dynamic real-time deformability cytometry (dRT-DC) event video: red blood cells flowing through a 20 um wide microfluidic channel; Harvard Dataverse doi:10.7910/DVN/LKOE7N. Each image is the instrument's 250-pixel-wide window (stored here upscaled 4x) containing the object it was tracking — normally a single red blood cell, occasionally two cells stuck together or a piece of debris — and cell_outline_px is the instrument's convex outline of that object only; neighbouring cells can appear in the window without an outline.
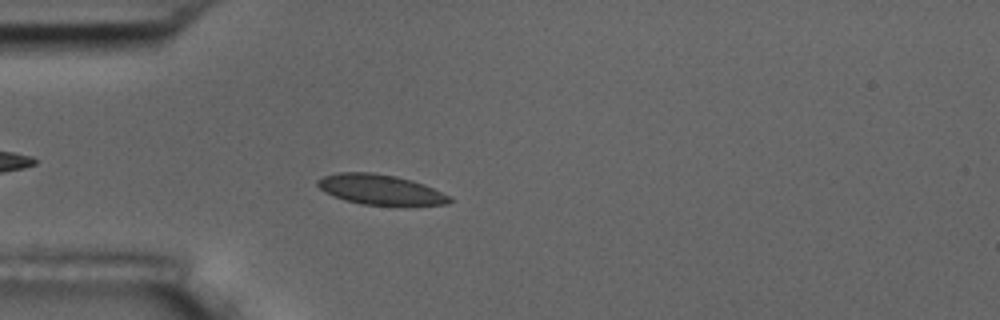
{"species": "common noctule bat (a hibernating species)", "species_latin": "Nyctalus noctula", "temperature_condition": "room temperature", "stored_images_in_passage": 55, "camera_frame_rate_fps": 3000, "um_per_image_px": 0.085, "animal": {"sex": "male", "body_mass_g": 17.5, "forearm_length_mm": 52.3}, "frame": {"image": 1, "passage_image": 15, "time_ms": 4.667, "image_size_px": [1000, 320], "cell_outline_px": [[452, 200], [448, 204], [360, 204], [344, 200], [320, 188], [316, 184], [316, 180], [324, 176], [336, 172], [372, 172], [396, 176], [412, 180], [424, 184], [452, 196]], "centroid_in_image_um": [32.33, 16.09], "position_along_channel_um": 52.7, "area_um2": 22.83}}
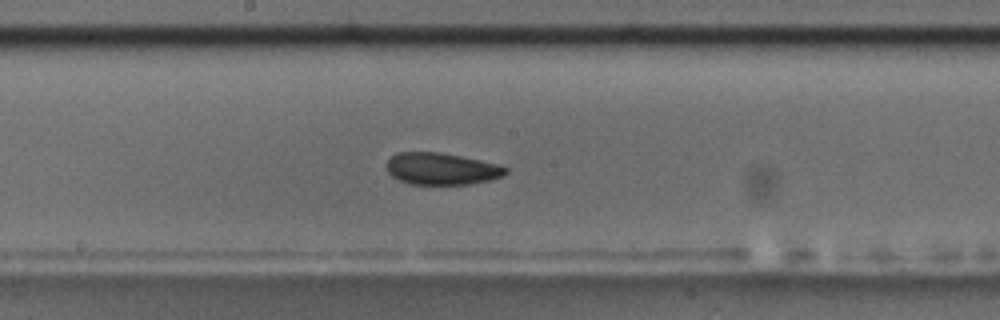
{"frame": {"image": 2, "passage_image": 29, "time_ms": 9.333, "image_size_px": [1000, 320], "cell_outline_px": [[508, 172], [504, 176], [492, 180], [468, 184], [408, 184], [392, 176], [388, 172], [388, 160], [396, 152], [440, 152], [500, 164], [508, 168]], "centroid_in_image_um": [37.58, 14.35], "position_along_channel_um": 210.6, "area_um2": 22.2}}
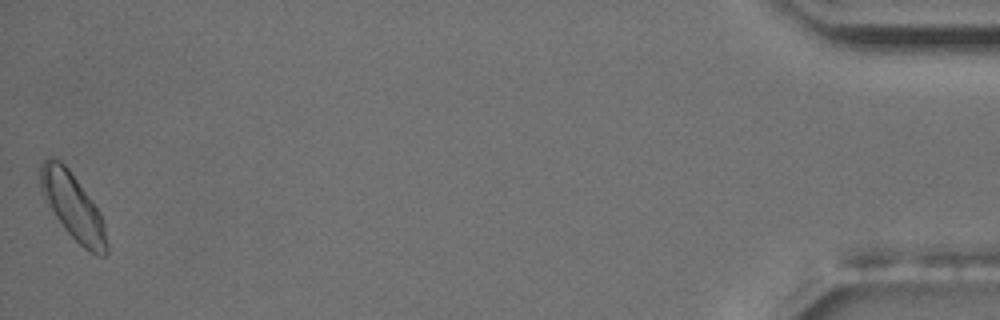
{"frame": {"image": 3, "passage_image": 55, "time_ms": 18.0, "image_size_px": [1000, 320], "cell_outline_px": [[108, 252], [104, 256], [100, 256], [84, 248], [64, 228], [56, 216], [40, 188], [40, 168], [44, 160], [48, 156], [52, 156], [60, 160], [68, 168], [100, 212], [104, 220], [108, 244]], "centroid_in_image_um": [6.23, 17.54], "position_along_channel_um": 429.0, "area_um2": 25.14}, "authors_computed_cell_mechanics": {"area_um2": 22.253, "velocity_mm_per_s": 3.587, "shape_relaxation_time_tau1_ms": 2.7424, "shape_relaxation_time_tau2_ms": 1.2442, "deformation_change_tau1": 0.0695, "deformation_change_tau2": 0.0381}}